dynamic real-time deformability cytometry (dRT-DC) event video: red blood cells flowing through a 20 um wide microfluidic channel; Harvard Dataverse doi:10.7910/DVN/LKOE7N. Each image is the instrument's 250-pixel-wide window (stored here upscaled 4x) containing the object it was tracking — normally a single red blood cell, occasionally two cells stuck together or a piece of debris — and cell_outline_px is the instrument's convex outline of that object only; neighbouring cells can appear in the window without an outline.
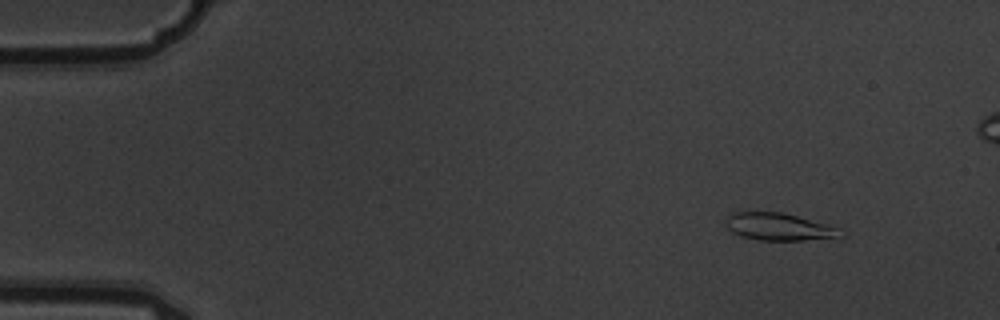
{"species": "common noctule bat (a hibernating species)", "species_latin": "Nyctalus noctula", "temperature_condition": "warm", "stored_images_in_passage": 5, "camera_frame_rate_fps": 3000, "um_per_image_px": 0.085, "animal": {"sex": "male", "body_mass_g": 19.5, "forearm_length_mm": 54.6}, "frame": {"image": 1, "passage_image": 1, "time_ms": 0.0, "image_size_px": [1000, 320], "cell_outline_px": [[844, 236], [804, 240], [760, 240], [740, 236], [732, 232], [724, 224], [724, 220], [732, 212], [784, 212], [840, 228]], "centroid_in_image_um": [66.17, 19.27], "position_along_channel_um": 18.8, "area_um2": 18.32}}